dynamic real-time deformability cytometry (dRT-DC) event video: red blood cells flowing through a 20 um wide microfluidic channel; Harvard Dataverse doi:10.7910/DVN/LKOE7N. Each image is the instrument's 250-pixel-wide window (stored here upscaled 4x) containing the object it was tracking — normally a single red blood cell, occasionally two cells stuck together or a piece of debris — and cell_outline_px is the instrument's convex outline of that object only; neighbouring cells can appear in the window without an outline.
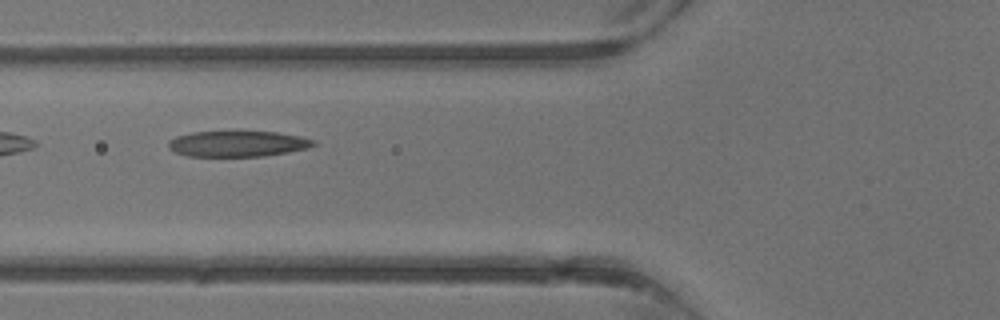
{"species": "common noctule bat (a hibernating species)", "species_latin": "Nyctalus noctula", "temperature_condition": "warm", "stored_images_in_passage": 5, "camera_frame_rate_fps": 3000, "um_per_image_px": 0.085, "animal": {"sex": "male", "body_mass_g": 13.3}, "frame": {"image": 1, "passage_image": 5, "time_ms": 4.667, "image_size_px": [1000, 320], "cell_outline_px": [[316, 144], [308, 148], [288, 152], [264, 156], [188, 156], [176, 152], [168, 148], [168, 144], [176, 136], [192, 132], [276, 132], [300, 136], [316, 140]], "centroid_in_image_um": [20.24, 12.22], "position_along_channel_um": 105.6, "area_um2": 21.62}}